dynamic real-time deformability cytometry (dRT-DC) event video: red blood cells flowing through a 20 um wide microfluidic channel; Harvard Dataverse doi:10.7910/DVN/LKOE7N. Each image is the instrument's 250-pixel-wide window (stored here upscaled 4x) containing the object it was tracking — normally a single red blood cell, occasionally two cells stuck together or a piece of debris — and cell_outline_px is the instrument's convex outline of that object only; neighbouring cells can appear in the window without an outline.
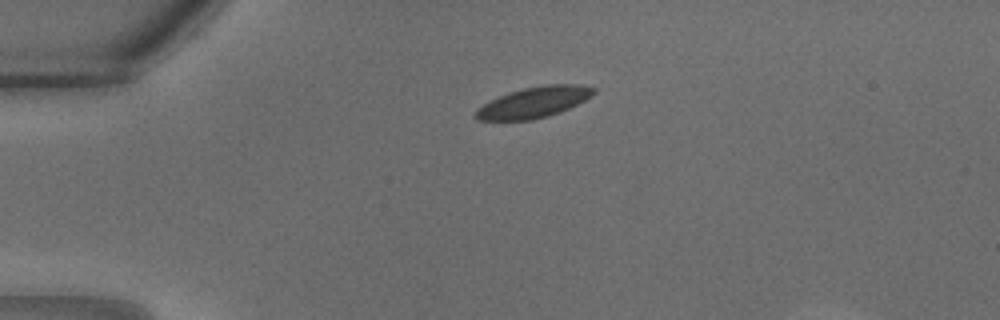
{"species": "common noctule bat (a hibernating species)", "species_latin": "Nyctalus noctula", "temperature_condition": "warm", "stored_images_in_passage": 26, "camera_frame_rate_fps": 3000, "um_per_image_px": 0.085, "animal": {"sex": "male", "body_mass_g": 18.8}, "frame": {"image": 1, "passage_image": 3, "time_ms": 0.667, "image_size_px": [1000, 320], "cell_outline_px": [[596, 92], [592, 96], [560, 112], [548, 116], [532, 120], [476, 120], [472, 116], [476, 108], [508, 92], [524, 88], [544, 84], [580, 84], [596, 88]], "centroid_in_image_um": [45.37, 8.69], "position_along_channel_um": 39.6, "area_um2": 21.27}}
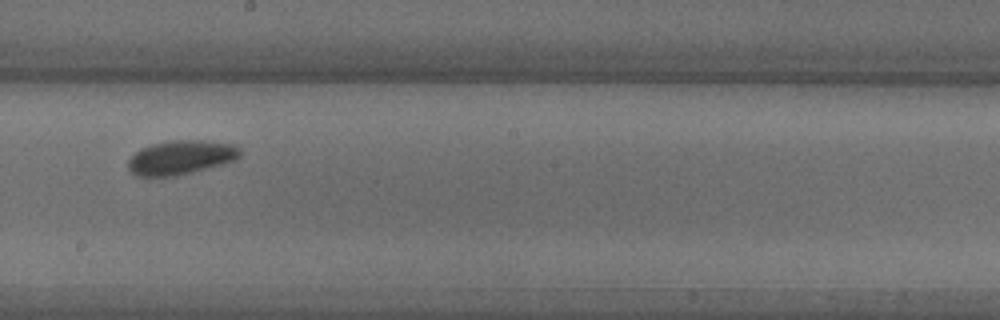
{"frame": {"image": 2, "passage_image": 14, "time_ms": 4.333, "image_size_px": [1000, 320], "cell_outline_px": [[240, 156], [236, 160], [224, 164], [176, 176], [136, 176], [128, 168], [128, 160], [140, 148], [152, 144], [168, 140], [200, 140], [236, 144], [240, 148]], "centroid_in_image_um": [15.4, 13.37], "position_along_channel_um": 232.8, "area_um2": 22.43}}
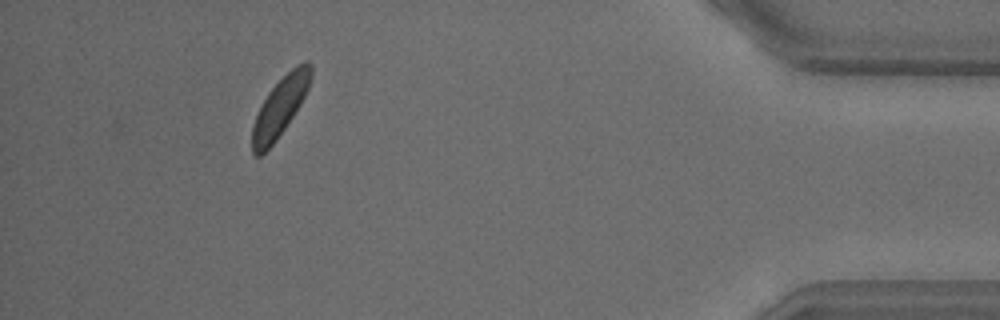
{"frame": {"image": 3, "passage_image": 25, "time_ms": 8.0, "image_size_px": [1000, 320], "cell_outline_px": [[312, 76], [308, 88], [300, 104], [276, 140], [260, 156], [256, 156], [252, 152], [252, 128], [256, 116], [268, 92], [296, 64], [304, 60], [308, 60], [312, 64]], "centroid_in_image_um": [23.82, 9.05], "position_along_channel_um": 411.4, "area_um2": 19.71}}